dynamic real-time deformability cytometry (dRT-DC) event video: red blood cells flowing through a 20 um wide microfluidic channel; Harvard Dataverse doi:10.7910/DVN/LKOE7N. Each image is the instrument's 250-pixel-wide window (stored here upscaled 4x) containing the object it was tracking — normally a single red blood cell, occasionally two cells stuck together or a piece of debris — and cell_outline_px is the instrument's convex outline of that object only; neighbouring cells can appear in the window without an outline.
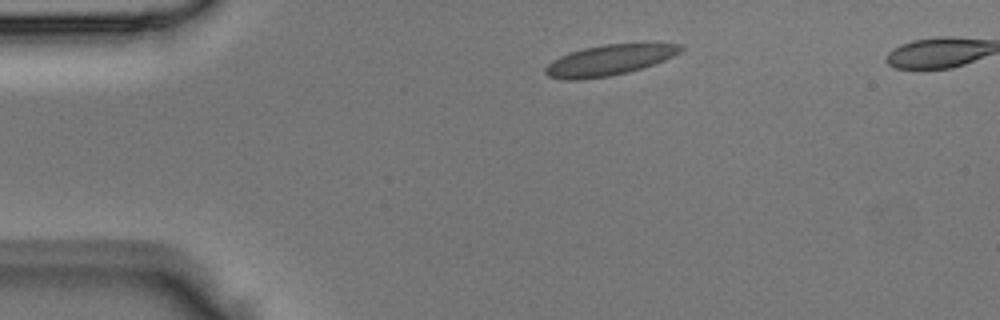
{"species": "Egyptian fruit bat (a non-hibernating species)", "species_latin": "Rousettus aegyptiacus", "temperature_condition": "room temperature", "stored_images_in_passage": 34, "camera_frame_rate_fps": 3000, "um_per_image_px": 0.085, "animal": {"sex": "male"}, "frame": {"image": 1, "passage_image": 1, "time_ms": 0.0, "image_size_px": [1000, 320], "cell_outline_px": [[684, 48], [680, 52], [664, 60], [628, 72], [612, 76], [584, 80], [564, 80], [548, 76], [544, 72], [544, 68], [552, 60], [560, 56], [584, 48], [604, 44], [656, 40], [684, 44]], "centroid_in_image_um": [51.88, 5.06], "position_along_channel_um": 33.1, "area_um2": 25.14}}
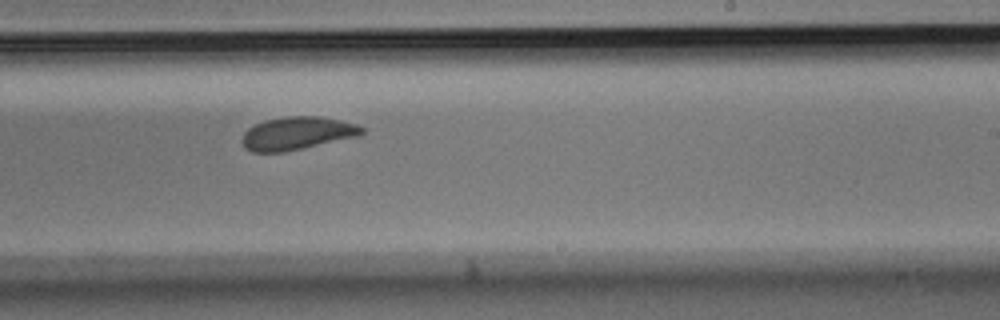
{"frame": {"image": 2, "passage_image": 19, "time_ms": 6.0, "image_size_px": [1000, 320], "cell_outline_px": [[364, 132], [360, 136], [284, 152], [252, 152], [244, 148], [240, 140], [244, 132], [248, 128], [264, 120], [284, 116], [320, 116], [340, 120], [356, 124], [364, 128]], "centroid_in_image_um": [25.23, 11.33], "position_along_channel_um": 263.8, "area_um2": 23.24}}
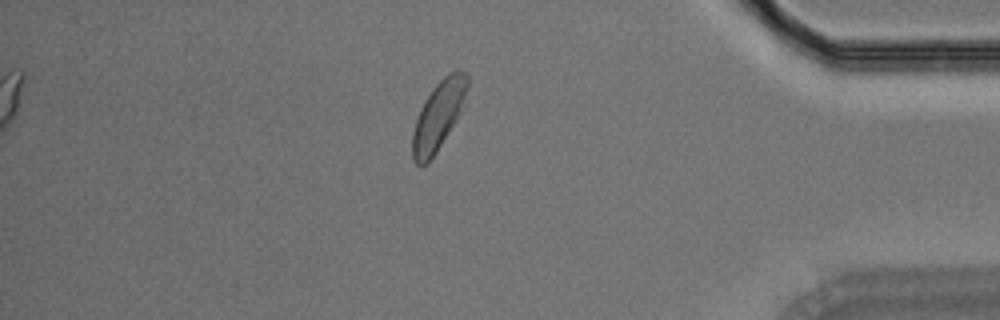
{"frame": {"image": 3, "passage_image": 30, "time_ms": 9.667, "image_size_px": [1000, 320], "cell_outline_px": [[468, 104], [428, 164], [416, 164], [412, 160], [412, 132], [420, 108], [432, 88], [448, 72], [456, 68], [460, 68], [468, 76]], "centroid_in_image_um": [37.33, 9.77], "position_along_channel_um": 397.9, "area_um2": 22.77}}